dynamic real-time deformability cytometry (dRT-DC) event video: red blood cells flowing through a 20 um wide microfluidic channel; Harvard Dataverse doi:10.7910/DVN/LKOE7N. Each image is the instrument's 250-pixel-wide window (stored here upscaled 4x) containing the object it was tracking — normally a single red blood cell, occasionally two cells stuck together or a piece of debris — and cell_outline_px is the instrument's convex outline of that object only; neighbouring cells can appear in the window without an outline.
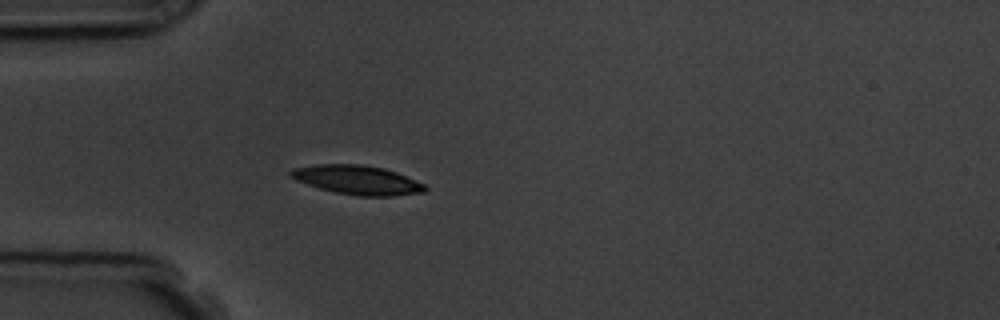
{"species": "common noctule bat (a hibernating species)", "species_latin": "Nyctalus noctula", "temperature_condition": "room temperature", "stored_images_in_passage": 5, "camera_frame_rate_fps": 3000, "um_per_image_px": 0.085, "animal": {"sex": "male", "body_mass_g": 19.5, "forearm_length_mm": 54.6}, "frame": {"image": 1, "passage_image": 5, "time_ms": 5.333, "image_size_px": [1000, 320], "cell_outline_px": [[428, 188], [424, 192], [392, 196], [360, 196], [336, 192], [320, 188], [296, 180], [288, 176], [288, 172], [292, 168], [316, 164], [360, 164], [384, 168], [396, 172], [424, 184]], "centroid_in_image_um": [30.34, 15.28], "position_along_channel_um": 54.7, "area_um2": 22.72}}